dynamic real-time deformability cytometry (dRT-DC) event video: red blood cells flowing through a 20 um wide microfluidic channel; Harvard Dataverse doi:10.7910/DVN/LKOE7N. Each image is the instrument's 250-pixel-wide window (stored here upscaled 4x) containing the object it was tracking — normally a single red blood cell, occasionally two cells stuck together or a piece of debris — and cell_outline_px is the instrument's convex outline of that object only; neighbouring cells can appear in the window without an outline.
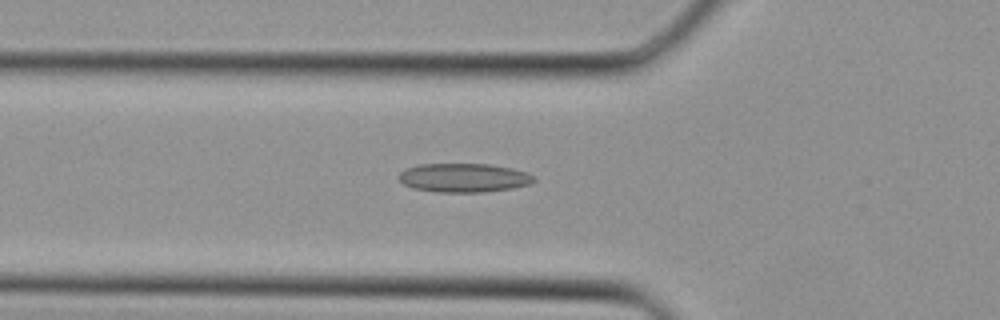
{"species": "Egyptian fruit bat (a non-hibernating species)", "species_latin": "Rousettus aegyptiacus", "temperature_condition": "cold", "stored_images_in_passage": 28, "camera_frame_rate_fps": 3000, "um_per_image_px": 0.085, "animal": {"sex": "female"}, "frame": {"image": 1, "passage_image": 7, "time_ms": 2.0, "image_size_px": [1000, 320], "cell_outline_px": [[536, 180], [532, 184], [512, 188], [484, 192], [436, 192], [412, 188], [404, 184], [396, 176], [400, 172], [408, 168], [420, 164], [488, 164], [512, 168], [528, 172], [536, 176]], "centroid_in_image_um": [39.46, 15.11], "position_along_channel_um": 86.3, "area_um2": 22.95}}
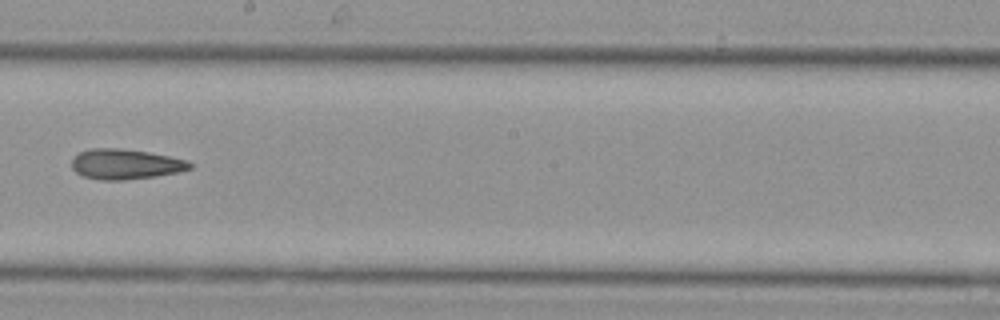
{"frame": {"image": 2, "passage_image": 15, "time_ms": 4.667, "image_size_px": [1000, 320], "cell_outline_px": [[192, 168], [180, 172], [156, 176], [124, 180], [100, 180], [84, 176], [76, 172], [72, 168], [72, 160], [80, 152], [92, 148], [120, 148], [148, 152], [188, 160], [192, 164]], "centroid_in_image_um": [10.69, 13.96], "position_along_channel_um": 237.5, "area_um2": 20.75}}
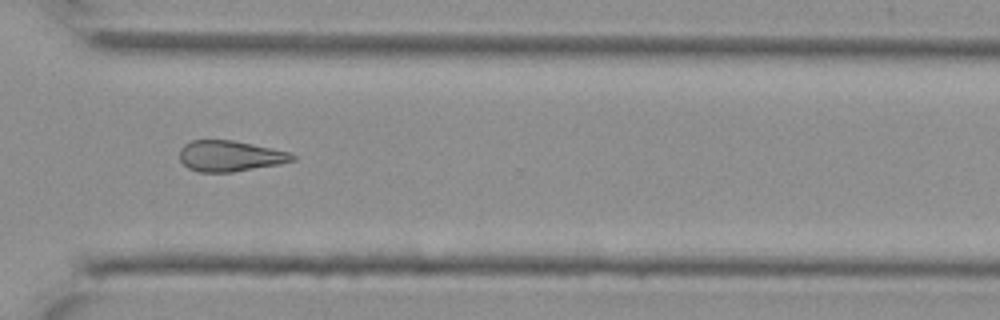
{"frame": {"image": 3, "passage_image": 21, "time_ms": 6.667, "image_size_px": [1000, 320], "cell_outline_px": [[296, 160], [280, 164], [232, 172], [200, 172], [188, 168], [180, 160], [180, 148], [184, 144], [192, 140], [232, 140], [252, 144], [288, 152], [296, 156]], "centroid_in_image_um": [19.54, 13.26], "position_along_channel_um": 351.1, "area_um2": 20.17}}